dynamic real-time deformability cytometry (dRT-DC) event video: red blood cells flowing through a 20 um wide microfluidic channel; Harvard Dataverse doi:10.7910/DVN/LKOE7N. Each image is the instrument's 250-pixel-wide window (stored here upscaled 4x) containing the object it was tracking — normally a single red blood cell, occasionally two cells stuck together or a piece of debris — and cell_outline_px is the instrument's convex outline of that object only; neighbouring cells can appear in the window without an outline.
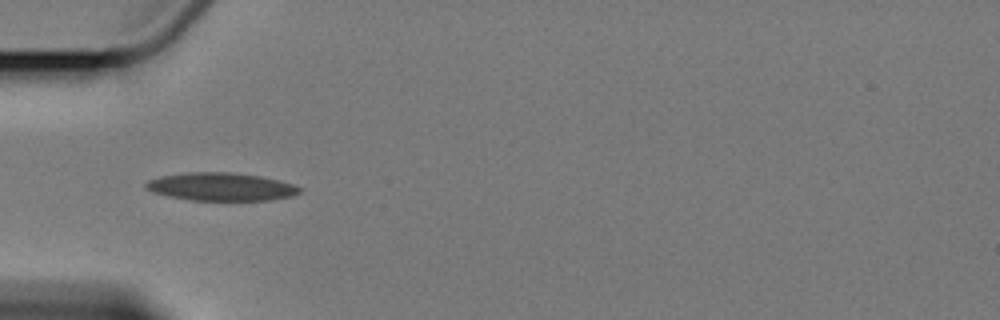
{"species": "Egyptian fruit bat (a non-hibernating species)", "species_latin": "Rousettus aegyptiacus", "temperature_condition": "cold", "stored_images_in_passage": 5, "camera_frame_rate_fps": 3000, "um_per_image_px": 0.085, "animal": {"sex": "female"}, "frame": {"image": 1, "passage_image": 4, "time_ms": 3.333, "image_size_px": [1000, 320], "cell_outline_px": [[300, 192], [292, 196], [268, 200], [192, 200], [152, 192], [144, 184], [148, 180], [160, 176], [188, 172], [228, 172], [260, 176], [292, 184], [300, 188]], "centroid_in_image_um": [18.77, 15.87], "position_along_channel_um": 66.2, "area_um2": 24.68}}
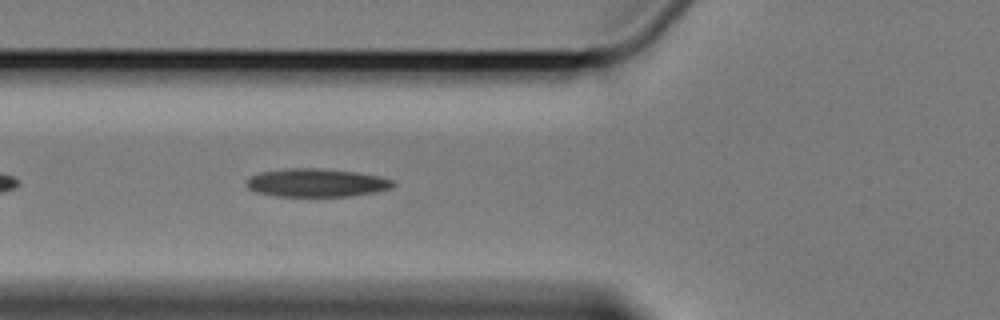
{"frame": {"image": 2, "passage_image": 5, "time_ms": 4.333, "image_size_px": [1000, 320], "cell_outline_px": [[396, 184], [392, 188], [376, 192], [352, 196], [276, 196], [256, 192], [248, 188], [248, 180], [252, 176], [260, 172], [288, 168], [320, 168], [356, 172], [380, 176], [392, 180]], "centroid_in_image_um": [26.95, 15.53], "position_along_channel_um": 98.9, "area_um2": 24.1}}